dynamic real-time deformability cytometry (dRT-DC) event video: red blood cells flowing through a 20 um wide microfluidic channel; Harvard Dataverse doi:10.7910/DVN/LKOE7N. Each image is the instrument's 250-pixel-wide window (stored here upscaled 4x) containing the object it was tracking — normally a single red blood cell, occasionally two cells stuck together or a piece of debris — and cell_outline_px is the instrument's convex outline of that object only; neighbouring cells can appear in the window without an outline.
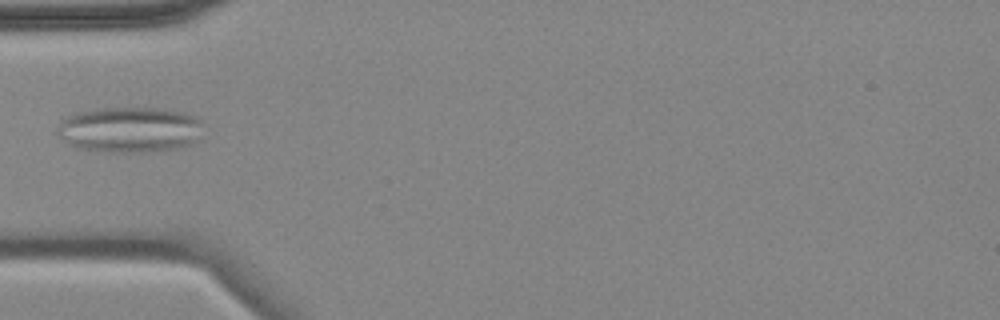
{"species": "common noctule bat (a hibernating species)", "species_latin": "Nyctalus noctula", "temperature_condition": "cold", "stored_images_in_passage": 8, "camera_frame_rate_fps": 3000, "um_per_image_px": 0.085, "animal": {"sex": "female", "body_mass_g": 18.4}, "frame": {"image": 1, "passage_image": 4, "time_ms": 5.333, "image_size_px": [1000, 320], "cell_outline_px": [[204, 124], [200, 140], [184, 148], [160, 152], [92, 152], [80, 148], [64, 140], [56, 132], [56, 128], [60, 120], [76, 112], [96, 108], [160, 108], [184, 112], [196, 116]], "centroid_in_image_um": [11.09, 11.04], "position_along_channel_um": 73.9, "area_um2": 39.94}}